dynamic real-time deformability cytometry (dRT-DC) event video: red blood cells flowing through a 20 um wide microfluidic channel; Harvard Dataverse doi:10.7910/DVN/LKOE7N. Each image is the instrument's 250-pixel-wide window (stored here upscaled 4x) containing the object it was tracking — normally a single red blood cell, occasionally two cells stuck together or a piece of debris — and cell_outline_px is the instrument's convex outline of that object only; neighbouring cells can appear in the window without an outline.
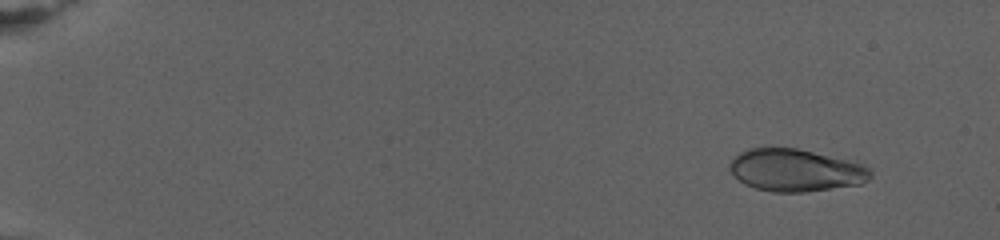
{"species": "human", "species_latin": "Homo sapiens", "temperature_condition": "warm", "stored_images_in_passage": 59, "camera_frame_rate_fps": 3000, "um_per_image_px": 0.085, "donor": {"sex": "female"}, "frame": {"image": 1, "passage_image": 4, "time_ms": 1.667, "image_size_px": [1000, 240], "cell_outline_px": [[872, 176], [868, 180], [860, 184], [804, 192], [772, 192], [756, 188], [744, 184], [728, 168], [728, 164], [740, 152], [748, 148], [796, 148], [856, 160], [872, 168]], "centroid_in_image_um": [67.7, 14.46], "position_along_channel_um": 17.3, "area_um2": 35.14}}
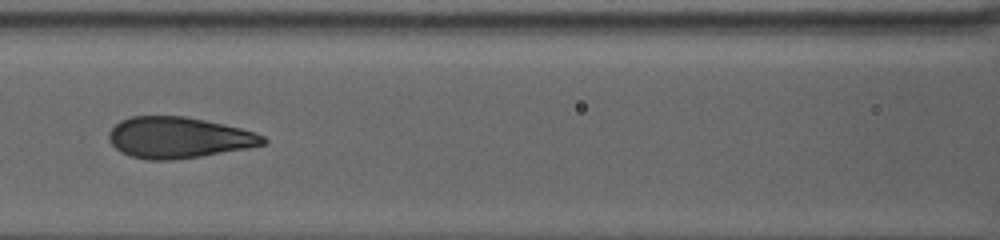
{"frame": {"image": 2, "passage_image": 28, "time_ms": 12.333, "image_size_px": [1000, 240], "cell_outline_px": [[268, 144], [248, 148], [200, 156], [172, 160], [144, 160], [120, 152], [108, 140], [108, 132], [120, 120], [132, 116], [184, 116], [224, 124], [240, 128], [264, 136], [268, 140]], "centroid_in_image_um": [15.17, 11.7], "position_along_channel_um": 151.4, "area_um2": 36.99}}
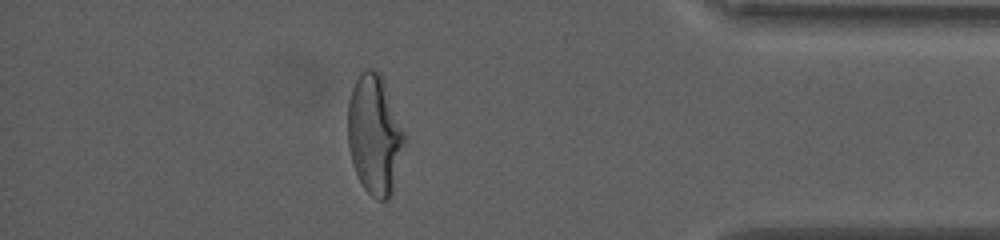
{"frame": {"image": 3, "passage_image": 52, "time_ms": 22.667, "image_size_px": [1000, 240], "cell_outline_px": [[404, 144], [392, 192], [388, 200], [376, 200], [364, 188], [356, 172], [352, 160], [348, 144], [348, 100], [352, 88], [360, 72], [368, 68], [372, 68], [380, 72], [404, 132]], "centroid_in_image_um": [31.82, 11.43], "position_along_channel_um": 403.4, "area_um2": 38.9}, "authors_computed_cell_mechanics": {"area_um2": 36.5874, "velocity_mm_per_s": 2.706, "shape_relaxation_time_tau1_ms": 6.6114, "shape_relaxation_time_tau2_ms": null, "deformation_change_tau1": 0.2245, "deformation_change_tau2": null}}